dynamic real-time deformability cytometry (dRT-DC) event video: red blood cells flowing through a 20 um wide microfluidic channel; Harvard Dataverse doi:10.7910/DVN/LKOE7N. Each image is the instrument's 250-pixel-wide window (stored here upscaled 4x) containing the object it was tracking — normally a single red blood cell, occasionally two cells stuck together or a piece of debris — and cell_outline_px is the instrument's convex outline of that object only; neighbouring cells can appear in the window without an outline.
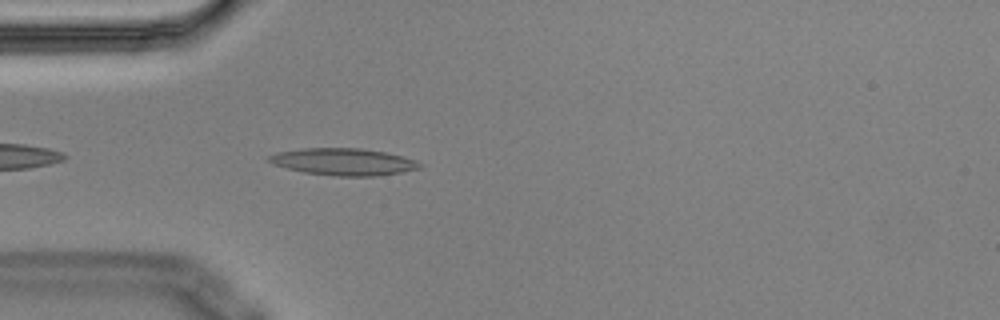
{"species": "Egyptian fruit bat (a non-hibernating species)", "species_latin": "Rousettus aegyptiacus", "temperature_condition": "cold", "stored_images_in_passage": 1, "camera_frame_rate_fps": 3000, "um_per_image_px": 0.085, "animal": {"sex": "male"}, "frame": {"image": 1, "passage_image": 1, "time_ms": 0.0, "image_size_px": [1000, 320], "cell_outline_px": [[424, 164], [420, 168], [400, 172], [376, 176], [336, 176], [304, 172], [272, 164], [268, 160], [268, 156], [276, 152], [304, 148], [360, 148], [384, 152], [416, 160]], "centroid_in_image_um": [29.19, 13.75], "position_along_channel_um": 55.8, "area_um2": 23.58}}